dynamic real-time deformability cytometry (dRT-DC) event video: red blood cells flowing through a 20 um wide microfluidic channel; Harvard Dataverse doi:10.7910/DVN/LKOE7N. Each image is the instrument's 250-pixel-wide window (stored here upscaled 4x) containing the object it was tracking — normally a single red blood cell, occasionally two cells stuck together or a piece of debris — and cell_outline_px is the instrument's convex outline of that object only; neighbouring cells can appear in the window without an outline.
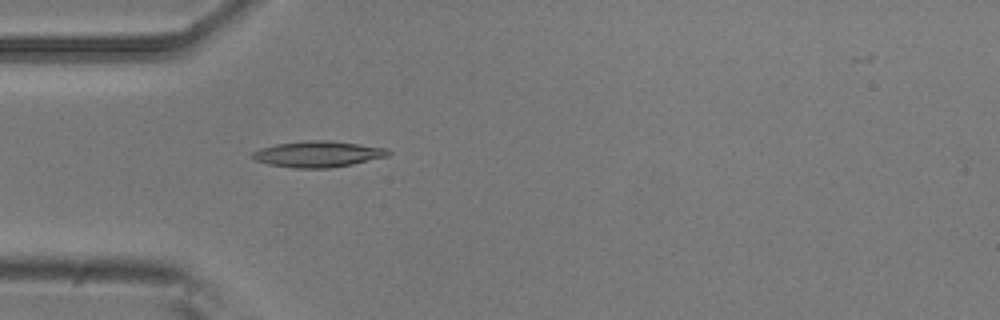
{"species": "common noctule bat (a hibernating species)", "species_latin": "Nyctalus noctula", "temperature_condition": "room temperature", "stored_images_in_passage": 5, "camera_frame_rate_fps": 3000, "um_per_image_px": 0.085, "animal": {"sex": "male", "body_mass_g": 20.5, "forearm_length_mm": 52.5}, "frame": {"image": 1, "passage_image": 5, "time_ms": 1.333, "image_size_px": [1000, 320], "cell_outline_px": [[392, 152], [388, 156], [352, 164], [328, 168], [296, 168], [268, 164], [256, 160], [252, 156], [252, 152], [260, 148], [276, 144], [308, 140], [328, 140], [388, 148]], "centroid_in_image_um": [27.04, 13.09], "position_along_channel_um": 58.0, "area_um2": 20.52}}